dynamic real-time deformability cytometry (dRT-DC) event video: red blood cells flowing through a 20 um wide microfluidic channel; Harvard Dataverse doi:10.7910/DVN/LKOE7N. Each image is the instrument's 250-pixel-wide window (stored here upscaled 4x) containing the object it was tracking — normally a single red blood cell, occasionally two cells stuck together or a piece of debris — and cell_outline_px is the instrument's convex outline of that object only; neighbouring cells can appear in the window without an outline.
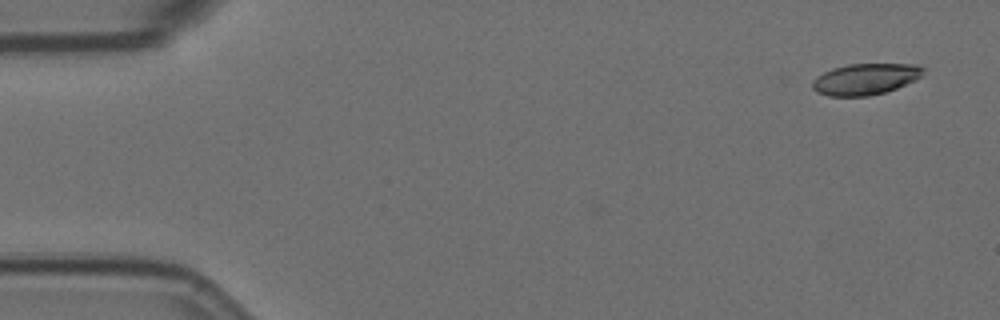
{"species": "Egyptian fruit bat (a non-hibernating species)", "species_latin": "Rousettus aegyptiacus", "temperature_condition": "room temperature", "stored_images_in_passage": 2, "camera_frame_rate_fps": 3000, "um_per_image_px": 0.085, "animal": {"sex": "female"}, "frame": {"image": 1, "passage_image": 2, "time_ms": 1.0, "image_size_px": [1000, 320], "cell_outline_px": [[924, 68], [920, 76], [916, 80], [896, 88], [884, 92], [868, 96], [828, 96], [816, 92], [812, 88], [812, 80], [816, 76], [832, 68], [848, 64], [916, 64]], "centroid_in_image_um": [73.51, 6.72], "position_along_channel_um": 11.5, "area_um2": 20.17}}